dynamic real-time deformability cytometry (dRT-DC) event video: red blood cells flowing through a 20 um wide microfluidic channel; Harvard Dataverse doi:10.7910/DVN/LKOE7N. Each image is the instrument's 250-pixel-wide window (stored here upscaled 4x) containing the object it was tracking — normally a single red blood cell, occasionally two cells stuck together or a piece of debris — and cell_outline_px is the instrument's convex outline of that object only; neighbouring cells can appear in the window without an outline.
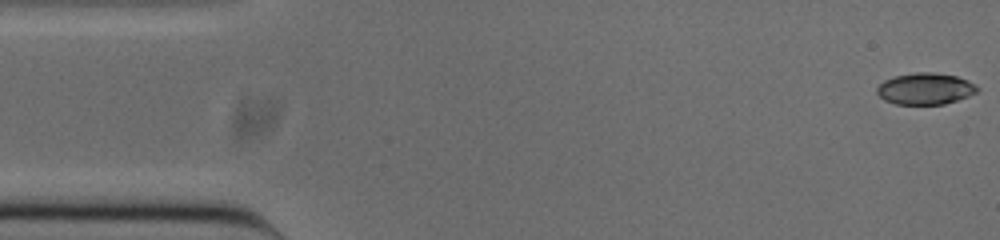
{"species": "common noctule bat (a hibernating species)", "species_latin": "Nyctalus noctula", "temperature_condition": "cold", "stored_images_in_passage": 52, "camera_frame_rate_fps": 3000, "um_per_image_px": 0.085, "animal": {"sex": "male", "body_mass_g": 20.0, "forearm_length_mm": 53.3}, "frame": {"image": 1, "passage_image": 1, "time_ms": 0.0, "image_size_px": [1000, 240], "cell_outline_px": [[980, 88], [976, 92], [968, 96], [944, 104], [896, 104], [884, 100], [876, 92], [876, 88], [884, 80], [892, 76], [912, 72], [932, 72], [956, 76], [968, 80], [976, 84]], "centroid_in_image_um": [78.64, 7.53], "position_along_channel_um": 6.4, "area_um2": 18.55}}
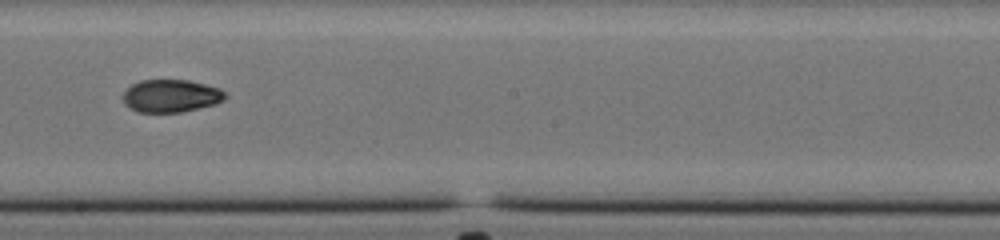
{"frame": {"image": 2, "passage_image": 28, "time_ms": 9.0, "image_size_px": [1000, 240], "cell_outline_px": [[228, 96], [224, 100], [216, 104], [180, 112], [140, 112], [124, 104], [124, 92], [132, 84], [140, 80], [188, 80], [220, 88], [228, 92]], "centroid_in_image_um": [14.59, 8.14], "position_along_channel_um": 233.6, "area_um2": 19.48}}
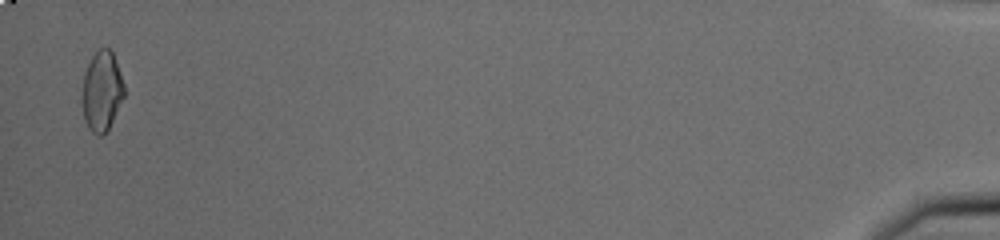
{"frame": {"image": 3, "passage_image": 51, "time_ms": 16.667, "image_size_px": [1000, 240], "cell_outline_px": [[124, 96], [108, 128], [100, 136], [96, 136], [88, 128], [84, 120], [80, 104], [80, 96], [84, 72], [92, 56], [100, 48], [108, 48], [112, 52], [124, 84]], "centroid_in_image_um": [8.6, 7.77], "position_along_channel_um": 426.6, "area_um2": 19.71}, "authors_computed_cell_mechanics": {"area_um2": 19.5364, "velocity_mm_per_s": 3.8641, "shape_relaxation_time_tau1_ms": null, "shape_relaxation_time_tau2_ms": 8.4048, "deformation_change_tau1": null, "deformation_change_tau2": 0.1085}}